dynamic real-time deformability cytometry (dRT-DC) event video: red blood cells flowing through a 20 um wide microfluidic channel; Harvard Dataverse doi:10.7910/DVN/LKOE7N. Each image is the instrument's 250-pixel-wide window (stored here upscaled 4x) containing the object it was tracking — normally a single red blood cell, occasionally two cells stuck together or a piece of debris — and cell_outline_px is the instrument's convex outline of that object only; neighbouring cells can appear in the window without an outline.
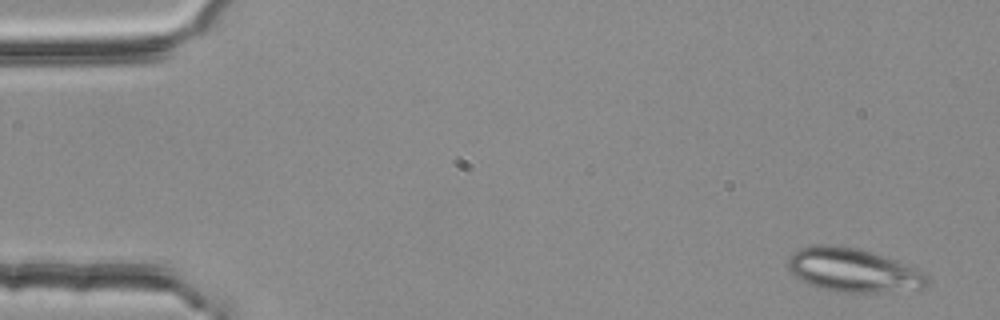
{"species": "common noctule bat (a hibernating species)", "species_latin": "Nyctalus noctula", "temperature_condition": "room temperature", "stored_images_in_passage": 4, "camera_frame_rate_fps": 3000, "um_per_image_px": 0.085, "animal": {"sex": "female", "body_mass_g": 25.1}, "frame": {"image": 1, "passage_image": 1, "time_ms": 0.0, "image_size_px": [1000, 320], "cell_outline_px": [[928, 288], [876, 292], [836, 292], [820, 288], [808, 284], [800, 280], [788, 268], [788, 260], [792, 252], [800, 248], [816, 244], [824, 244], [856, 248], [904, 264], [928, 276]], "centroid_in_image_um": [72.46, 22.98], "position_along_channel_um": 12.5, "area_um2": 34.85}}